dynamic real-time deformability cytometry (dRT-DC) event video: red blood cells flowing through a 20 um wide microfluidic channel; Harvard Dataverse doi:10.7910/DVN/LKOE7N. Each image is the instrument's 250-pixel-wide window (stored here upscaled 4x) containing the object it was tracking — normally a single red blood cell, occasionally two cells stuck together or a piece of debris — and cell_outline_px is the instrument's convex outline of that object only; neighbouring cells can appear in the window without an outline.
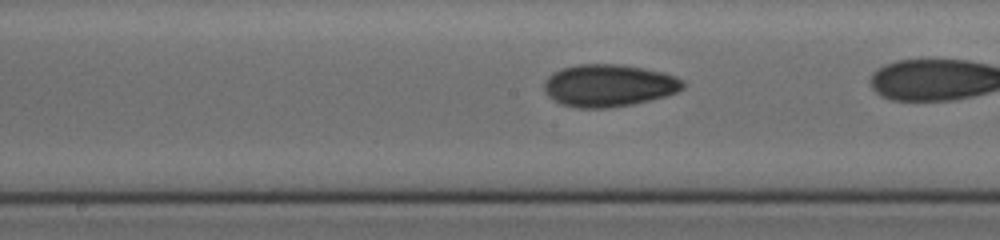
{"species": "human", "species_latin": "Homo sapiens", "temperature_condition": "cold", "stored_images_in_passage": 41, "camera_frame_rate_fps": 3000, "um_per_image_px": 0.085, "donor": {"sex": "female"}, "frame": {"image": 1, "passage_image": 25, "time_ms": 8.0, "image_size_px": [1000, 240], "cell_outline_px": [[684, 88], [676, 92], [652, 100], [632, 104], [608, 108], [576, 108], [560, 104], [548, 96], [544, 92], [544, 80], [552, 72], [560, 68], [576, 64], [620, 64], [664, 72], [676, 76], [684, 80]], "centroid_in_image_um": [51.72, 7.26], "position_along_channel_um": 196.5, "area_um2": 34.62}}
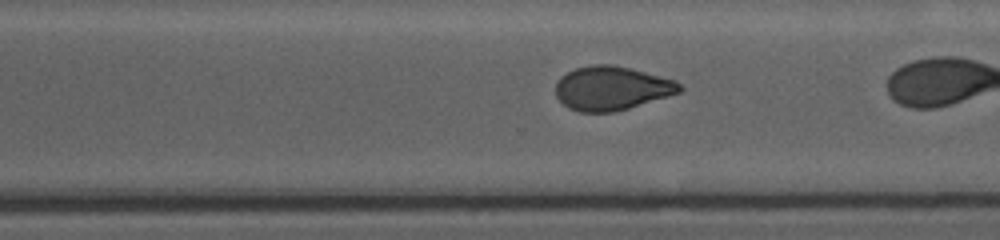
{"frame": {"image": 2, "passage_image": 35, "time_ms": 11.333, "image_size_px": [1000, 240], "cell_outline_px": [[684, 88], [680, 92], [668, 96], [628, 108], [612, 112], [580, 112], [568, 108], [556, 96], [556, 84], [560, 76], [576, 68], [592, 64], [612, 64], [676, 80]], "centroid_in_image_um": [51.98, 7.5], "position_along_channel_um": 318.6, "area_um2": 31.56}}